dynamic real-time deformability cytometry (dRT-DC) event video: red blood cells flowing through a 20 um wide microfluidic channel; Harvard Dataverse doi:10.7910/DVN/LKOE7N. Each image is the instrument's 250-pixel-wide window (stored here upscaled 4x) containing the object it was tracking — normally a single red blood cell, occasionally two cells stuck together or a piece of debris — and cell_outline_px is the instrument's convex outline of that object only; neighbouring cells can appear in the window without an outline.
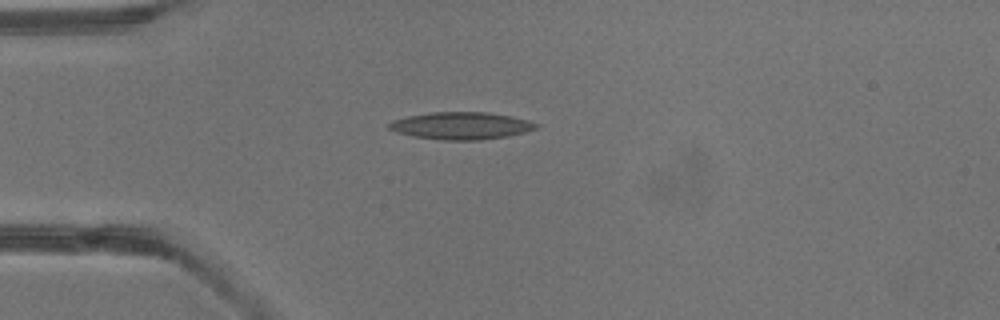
{"species": "common noctule bat (a hibernating species)", "species_latin": "Nyctalus noctula", "temperature_condition": "warm", "stored_images_in_passage": 3, "camera_frame_rate_fps": 3000, "um_per_image_px": 0.085, "animal": {"sex": "male", "body_mass_g": 13.3}, "frame": {"image": 1, "passage_image": 3, "time_ms": 0.667, "image_size_px": [1000, 320], "cell_outline_px": [[540, 124], [536, 128], [524, 132], [508, 136], [480, 140], [444, 140], [412, 136], [396, 132], [388, 128], [388, 124], [392, 120], [408, 116], [432, 112], [488, 112], [512, 116], [528, 120]], "centroid_in_image_um": [39.2, 10.68], "position_along_channel_um": 45.8, "area_um2": 23.41}}